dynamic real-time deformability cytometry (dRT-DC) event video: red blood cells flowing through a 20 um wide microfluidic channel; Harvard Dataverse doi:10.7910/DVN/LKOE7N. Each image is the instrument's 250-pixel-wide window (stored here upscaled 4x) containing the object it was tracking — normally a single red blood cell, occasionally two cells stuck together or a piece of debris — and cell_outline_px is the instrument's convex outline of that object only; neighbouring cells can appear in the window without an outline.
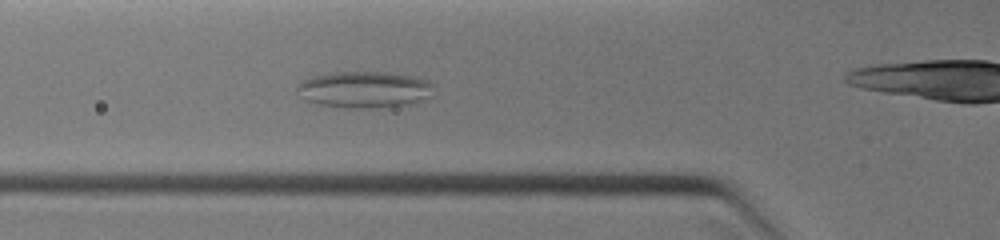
{"species": "common noctule bat (a hibernating species)", "species_latin": "Nyctalus noctula", "temperature_condition": "warm", "stored_images_in_passage": 10, "camera_frame_rate_fps": 3000, "um_per_image_px": 0.085, "animal": {"sex": "female", "body_mass_g": 19.0, "forearm_length_mm": 51.5}, "frame": {"image": 1, "passage_image": 9, "time_ms": 3.667, "image_size_px": [1000, 240], "cell_outline_px": [[432, 84], [428, 96], [420, 100], [396, 108], [344, 108], [320, 104], [304, 100], [296, 88], [304, 80], [316, 76], [332, 72], [392, 72], [412, 76], [428, 80]], "centroid_in_image_um": [30.97, 7.62], "position_along_channel_um": 94.8, "area_um2": 29.02}}